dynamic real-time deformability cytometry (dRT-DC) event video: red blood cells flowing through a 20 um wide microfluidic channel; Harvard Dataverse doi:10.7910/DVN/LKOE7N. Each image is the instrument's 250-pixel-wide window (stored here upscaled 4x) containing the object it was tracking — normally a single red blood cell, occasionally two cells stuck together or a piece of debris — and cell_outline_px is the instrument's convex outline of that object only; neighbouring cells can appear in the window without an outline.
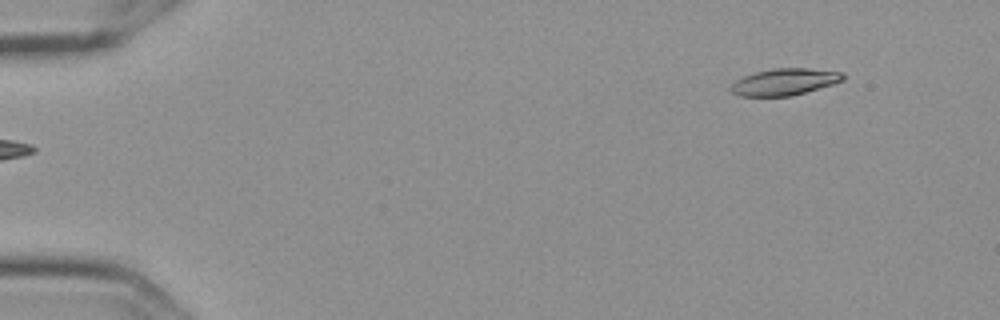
{"species": "Egyptian fruit bat (a non-hibernating species)", "species_latin": "Rousettus aegyptiacus", "temperature_condition": "cold", "stored_images_in_passage": 52, "camera_frame_rate_fps": 3000, "um_per_image_px": 0.085, "frame": {"image": 1, "passage_image": 1, "time_ms": 0.0, "image_size_px": [1000, 320], "cell_outline_px": [[844, 80], [832, 84], [792, 96], [740, 96], [732, 92], [728, 88], [736, 80], [744, 76], [756, 72], [772, 68], [808, 68], [840, 72], [844, 76]], "centroid_in_image_um": [66.65, 6.96], "position_along_channel_um": 18.3, "area_um2": 17.34}}
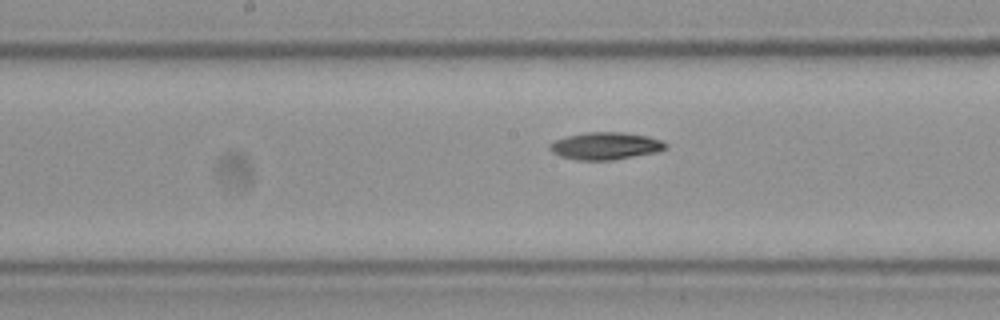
{"frame": {"image": 2, "passage_image": 25, "time_ms": 8.0, "image_size_px": [1000, 320], "cell_outline_px": [[668, 148], [656, 152], [612, 160], [576, 160], [560, 156], [552, 152], [548, 148], [548, 144], [556, 140], [568, 136], [584, 132], [624, 132], [648, 136], [660, 140], [668, 144]], "centroid_in_image_um": [51.46, 12.4], "position_along_channel_um": 196.7, "area_um2": 18.5}}
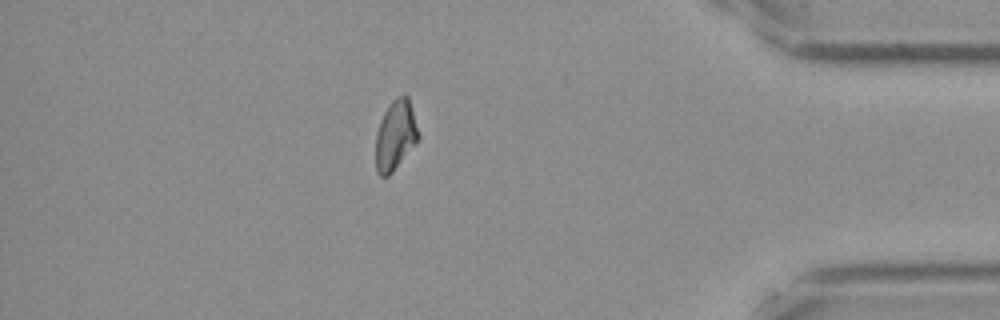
{"frame": {"image": 3, "passage_image": 45, "time_ms": 14.667, "image_size_px": [1000, 320], "cell_outline_px": [[420, 136], [392, 172], [388, 176], [380, 176], [376, 172], [376, 132], [380, 120], [388, 104], [396, 96], [404, 92], [408, 96]], "centroid_in_image_um": [33.59, 11.44], "position_along_channel_um": 401.6, "area_um2": 17.28}, "authors_computed_cell_mechanics": {"area_um2": 18.0625, "velocity_mm_per_s": 3.5891, "shape_relaxation_time_tau1_ms": 4.8756, "shape_relaxation_time_tau2_ms": null, "deformation_change_tau1": 0.1255, "deformation_change_tau2": null}}